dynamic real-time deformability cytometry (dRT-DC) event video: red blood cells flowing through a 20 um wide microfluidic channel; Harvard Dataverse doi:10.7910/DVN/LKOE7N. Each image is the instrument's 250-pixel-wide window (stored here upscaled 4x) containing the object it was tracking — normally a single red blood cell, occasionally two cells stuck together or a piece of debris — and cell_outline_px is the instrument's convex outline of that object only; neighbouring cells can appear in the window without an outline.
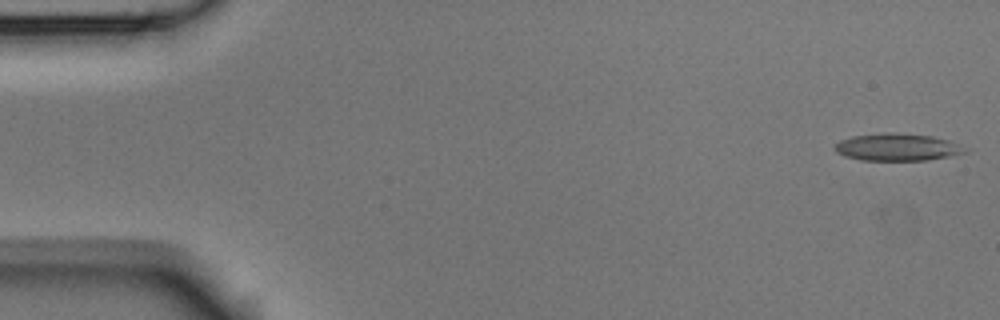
{"species": "Egyptian fruit bat (a non-hibernating species)", "species_latin": "Rousettus aegyptiacus", "temperature_condition": "room temperature", "stored_images_in_passage": 5, "camera_frame_rate_fps": 3000, "um_per_image_px": 0.085, "animal": {"sex": "male"}, "frame": {"image": 1, "passage_image": 1, "time_ms": 0.0, "image_size_px": [1000, 320], "cell_outline_px": [[968, 152], [928, 160], [860, 160], [844, 156], [836, 152], [836, 144], [840, 140], [852, 136], [884, 132], [892, 132], [932, 136], [948, 140], [968, 148]], "centroid_in_image_um": [76.27, 12.5], "position_along_channel_um": 8.7, "area_um2": 20.69}}